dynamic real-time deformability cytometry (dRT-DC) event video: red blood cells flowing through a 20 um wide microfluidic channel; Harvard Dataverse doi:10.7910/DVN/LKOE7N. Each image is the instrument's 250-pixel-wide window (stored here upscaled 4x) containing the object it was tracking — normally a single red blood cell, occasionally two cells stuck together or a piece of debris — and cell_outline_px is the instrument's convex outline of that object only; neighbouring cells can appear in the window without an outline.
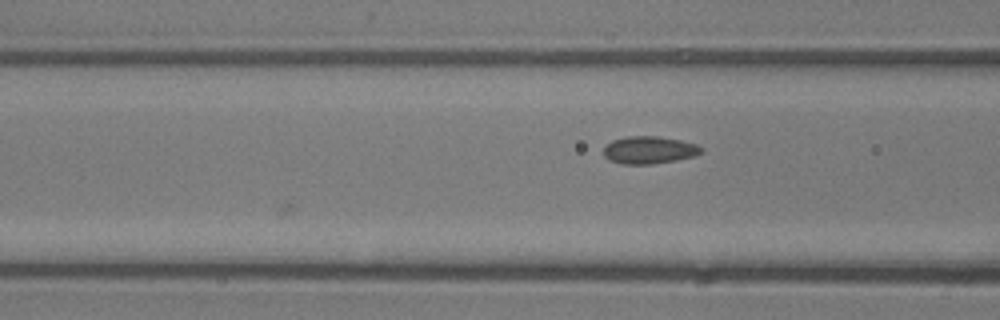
{"species": "common noctule bat (a hibernating species)", "species_latin": "Nyctalus noctula", "temperature_condition": "room temperature", "stored_images_in_passage": 9, "camera_frame_rate_fps": 3000, "um_per_image_px": 0.085, "animal": {"sex": "male", "body_mass_g": 13.3}, "frame": {"image": 1, "passage_image": 9, "time_ms": 2.667, "image_size_px": [1000, 320], "cell_outline_px": [[704, 152], [692, 156], [676, 160], [652, 164], [624, 164], [608, 160], [604, 156], [604, 148], [612, 140], [628, 136], [656, 136], [680, 140], [696, 144], [704, 148]], "centroid_in_image_um": [55.19, 12.75], "position_along_channel_um": 111.4, "area_um2": 15.61}}